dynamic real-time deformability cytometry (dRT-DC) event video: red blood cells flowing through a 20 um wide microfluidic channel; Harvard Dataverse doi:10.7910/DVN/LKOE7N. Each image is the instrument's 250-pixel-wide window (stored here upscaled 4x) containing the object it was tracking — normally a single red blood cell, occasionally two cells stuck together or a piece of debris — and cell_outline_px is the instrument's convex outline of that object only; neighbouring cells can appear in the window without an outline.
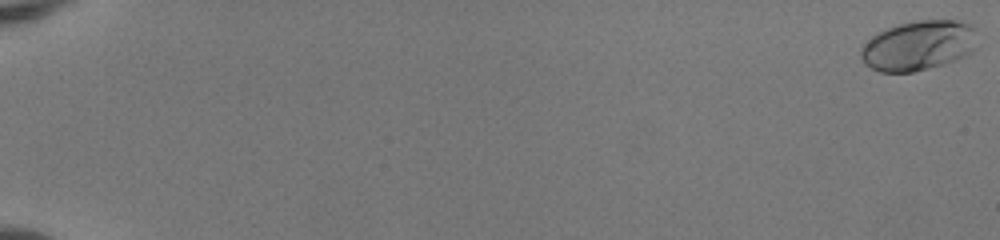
{"species": "human", "species_latin": "Homo sapiens", "temperature_condition": "room temperature", "stored_images_in_passage": 54, "camera_frame_rate_fps": 3000, "um_per_image_px": 0.085, "donor": {"sex": "female"}, "frame": {"image": 1, "passage_image": 1, "time_ms": 0.0, "image_size_px": [1000, 240], "cell_outline_px": [[980, 48], [956, 60], [944, 64], [912, 72], [880, 72], [864, 64], [860, 56], [860, 48], [872, 36], [888, 28], [912, 20], [956, 20], [972, 24], [976, 28]], "centroid_in_image_um": [78.15, 3.86], "position_along_channel_um": 6.9, "area_um2": 34.45}}
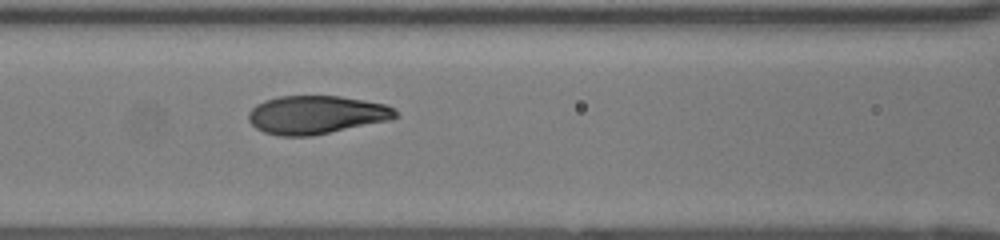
{"frame": {"image": 2, "passage_image": 27, "time_ms": 8.667, "image_size_px": [1000, 240], "cell_outline_px": [[400, 116], [392, 120], [312, 136], [280, 136], [264, 132], [256, 128], [248, 120], [248, 112], [256, 104], [264, 100], [280, 96], [340, 96], [388, 104]], "centroid_in_image_um": [26.9, 9.76], "position_along_channel_um": 139.7, "area_um2": 33.12}}
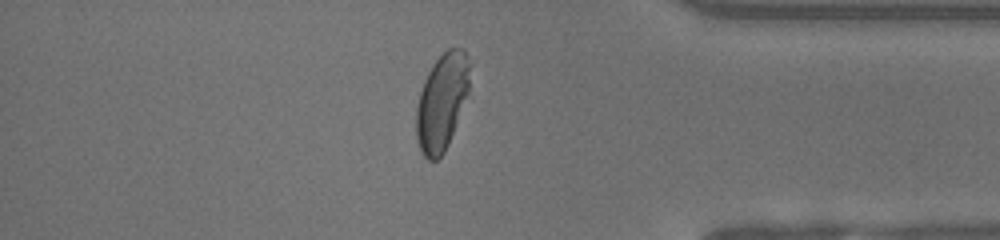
{"frame": {"image": 3, "passage_image": 47, "time_ms": 15.333, "image_size_px": [1000, 240], "cell_outline_px": [[472, 64], [468, 92], [448, 144], [444, 152], [436, 160], [428, 160], [424, 156], [420, 148], [416, 136], [416, 108], [420, 92], [424, 80], [432, 64], [448, 48], [464, 48]], "centroid_in_image_um": [37.57, 8.6], "position_along_channel_um": 397.6, "area_um2": 30.11}, "authors_computed_cell_mechanics": {"area_um2": 32.946, "velocity_mm_per_s": 4.0948, "shape_relaxation_time_tau1_ms": 4.45, "shape_relaxation_time_tau2_ms": null, "deformation_change_tau1": 0.2247, "deformation_change_tau2": null}}